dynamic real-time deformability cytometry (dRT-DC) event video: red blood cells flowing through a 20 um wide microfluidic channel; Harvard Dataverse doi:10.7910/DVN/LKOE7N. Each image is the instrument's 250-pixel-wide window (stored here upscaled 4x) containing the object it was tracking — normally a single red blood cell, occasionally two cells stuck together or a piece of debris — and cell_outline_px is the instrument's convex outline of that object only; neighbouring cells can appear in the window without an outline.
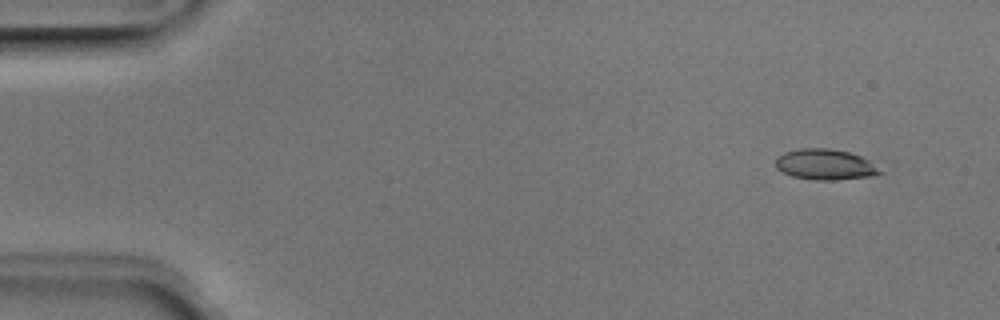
{"species": "Egyptian fruit bat (a non-hibernating species)", "species_latin": "Rousettus aegyptiacus", "temperature_condition": "room temperature", "stored_images_in_passage": 50, "camera_frame_rate_fps": 3000, "um_per_image_px": 0.085, "animal": {"sex": "male"}, "frame": {"image": 1, "passage_image": 3, "time_ms": 0.667, "image_size_px": [1000, 320], "cell_outline_px": [[884, 172], [872, 176], [836, 180], [812, 180], [792, 176], [776, 168], [776, 156], [784, 152], [800, 148], [828, 148], [848, 152], [860, 156], [868, 160]], "centroid_in_image_um": [70.12, 13.98], "position_along_channel_um": 14.9, "area_um2": 18.67}}
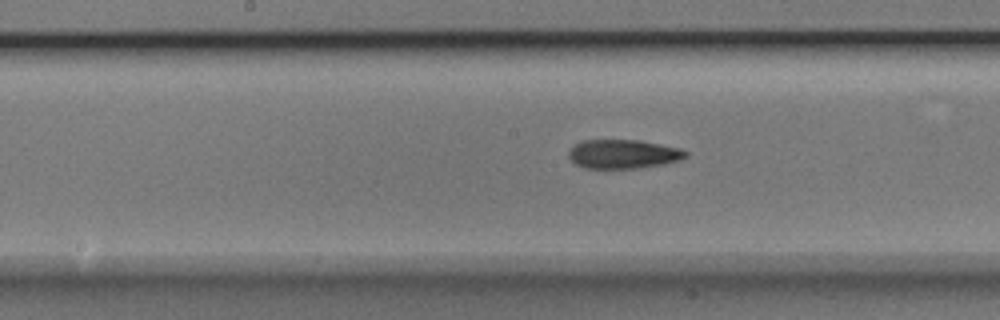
{"frame": {"image": 2, "passage_image": 25, "time_ms": 8.0, "image_size_px": [1000, 320], "cell_outline_px": [[688, 156], [680, 160], [664, 164], [636, 168], [584, 168], [576, 164], [568, 156], [568, 152], [576, 144], [584, 140], [640, 140], [680, 148], [688, 152]], "centroid_in_image_um": [53.0, 13.09], "position_along_channel_um": 195.2, "area_um2": 19.71}}
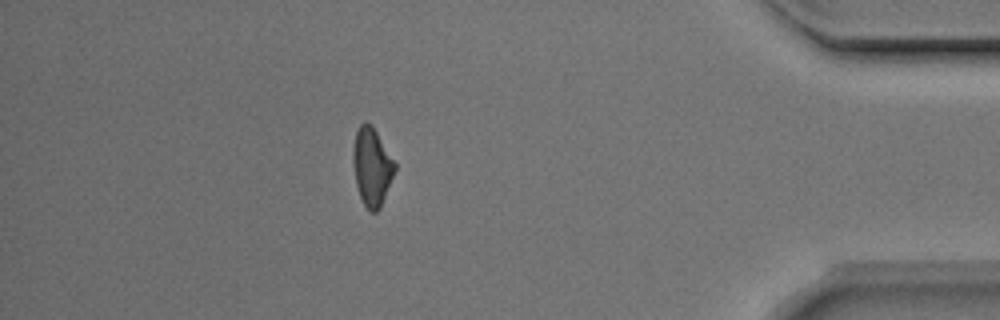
{"frame": {"image": 3, "passage_image": 44, "time_ms": 14.333, "image_size_px": [1000, 320], "cell_outline_px": [[396, 168], [380, 208], [376, 212], [372, 212], [364, 204], [360, 196], [356, 184], [352, 164], [352, 152], [356, 132], [360, 124], [364, 120], [372, 124], [396, 164]], "centroid_in_image_um": [31.59, 14.13], "position_along_channel_um": 403.6, "area_um2": 18.9}, "authors_computed_cell_mechanics": {"area_um2": 19.1896, "velocity_mm_per_s": 3.9693, "shape_relaxation_time_tau1_ms": 3.6977, "shape_relaxation_time_tau2_ms": 5.094, "deformation_change_tau1": 0.1464, "deformation_change_tau2": 0.1616}}